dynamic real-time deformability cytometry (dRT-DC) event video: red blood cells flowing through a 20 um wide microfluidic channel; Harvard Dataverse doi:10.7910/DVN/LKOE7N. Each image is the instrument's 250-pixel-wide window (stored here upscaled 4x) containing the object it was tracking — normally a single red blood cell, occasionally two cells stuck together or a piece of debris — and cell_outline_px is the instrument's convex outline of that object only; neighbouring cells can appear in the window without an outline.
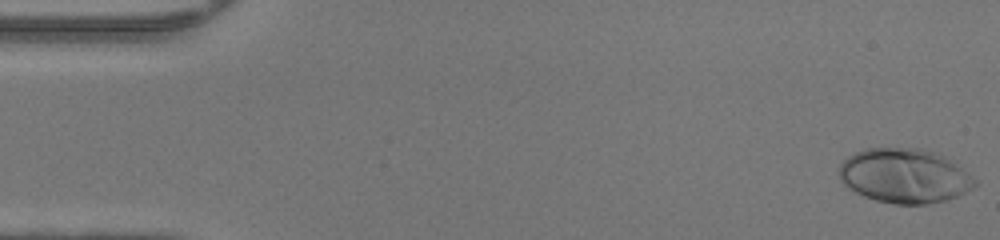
{"species": "human", "species_latin": "Homo sapiens", "temperature_condition": "warm", "stored_images_in_passage": 48, "camera_frame_rate_fps": 3000, "um_per_image_px": 0.085, "donor": {"sex": "female"}, "frame": {"image": 1, "passage_image": 1, "time_ms": 0.0, "image_size_px": [1000, 240], "cell_outline_px": [[976, 184], [972, 188], [956, 196], [944, 200], [924, 204], [896, 204], [876, 200], [864, 196], [848, 188], [840, 180], [840, 164], [848, 156], [856, 152], [868, 148], [920, 148], [944, 156], [976, 180]], "centroid_in_image_um": [76.84, 14.94], "position_along_channel_um": 8.2, "area_um2": 42.43}}
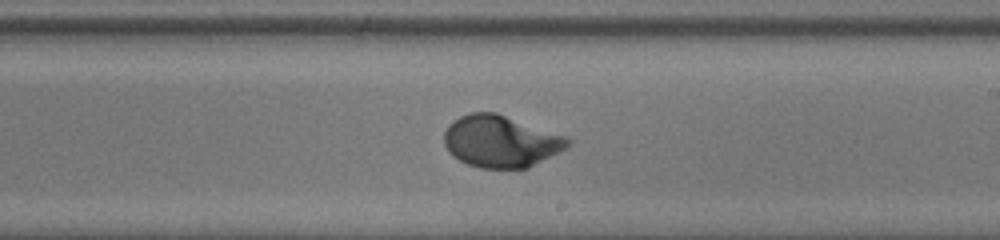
{"frame": {"image": 2, "passage_image": 28, "time_ms": 9.0, "image_size_px": [1000, 240], "cell_outline_px": [[572, 140], [564, 148], [528, 168], [480, 168], [468, 164], [452, 156], [448, 152], [444, 144], [444, 132], [448, 124], [452, 120], [460, 116], [472, 112], [496, 112], [568, 136]], "centroid_in_image_um": [42.53, 12.0], "position_along_channel_um": 246.5, "area_um2": 37.45}}
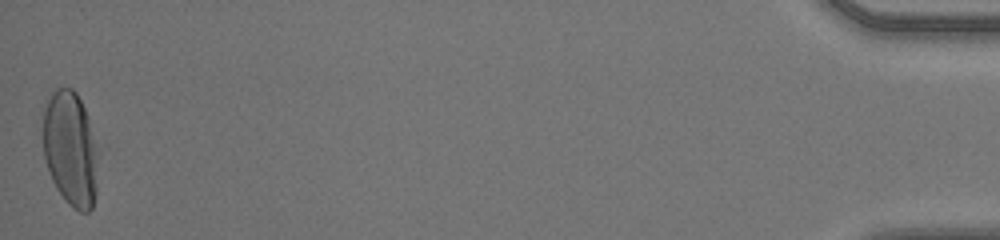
{"frame": {"image": 3, "passage_image": 48, "time_ms": 15.667, "image_size_px": [1000, 240], "cell_outline_px": [[100, 152], [96, 192], [92, 208], [88, 212], [80, 212], [72, 208], [68, 204], [56, 188], [52, 180], [44, 156], [44, 108], [52, 92], [56, 88], [72, 88], [76, 92], [88, 116], [100, 148]], "centroid_in_image_um": [6.05, 12.68], "position_along_channel_um": 429.2, "area_um2": 37.57}, "authors_computed_cell_mechanics": {"area_um2": 37.1076, "velocity_mm_per_s": 4.2683, "shape_relaxation_time_tau1_ms": 3.3346, "shape_relaxation_time_tau2_ms": null, "deformation_change_tau1": 0.2205, "deformation_change_tau2": null}}